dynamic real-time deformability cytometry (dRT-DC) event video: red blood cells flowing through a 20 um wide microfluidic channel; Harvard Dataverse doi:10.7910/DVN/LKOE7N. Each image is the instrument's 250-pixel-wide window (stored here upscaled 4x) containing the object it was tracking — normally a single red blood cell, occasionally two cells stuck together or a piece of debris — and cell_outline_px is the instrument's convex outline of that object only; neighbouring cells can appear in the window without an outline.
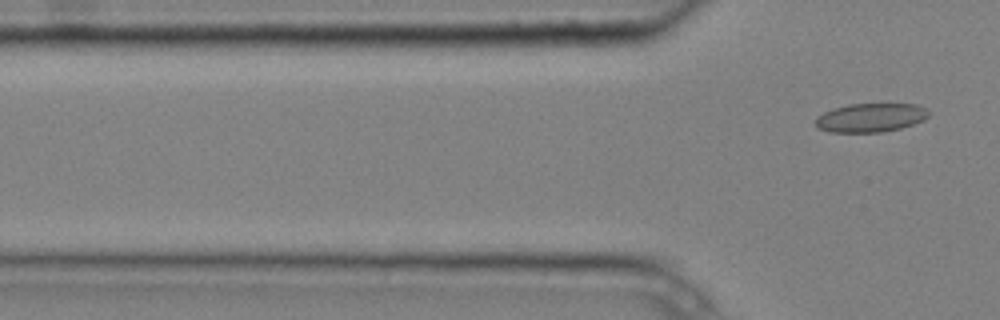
{"species": "common noctule bat (a hibernating species)", "species_latin": "Nyctalus noctula", "temperature_condition": "cold", "stored_images_in_passage": 7, "segment_of_instrument_passage": [2, 2], "camera_frame_rate_fps": 3000, "um_per_image_px": 0.085, "animal": {"sex": "male", "body_mass_g": 20.4}, "frame": {"image": 1, "passage_image": 7, "time_ms": 2.0, "image_size_px": [1000, 320], "cell_outline_px": [[928, 116], [924, 120], [900, 128], [880, 132], [828, 132], [816, 128], [816, 116], [832, 108], [848, 104], [916, 104], [924, 108], [928, 112]], "centroid_in_image_um": [73.95, 10.0], "position_along_channel_um": 51.9, "area_um2": 18.96}}